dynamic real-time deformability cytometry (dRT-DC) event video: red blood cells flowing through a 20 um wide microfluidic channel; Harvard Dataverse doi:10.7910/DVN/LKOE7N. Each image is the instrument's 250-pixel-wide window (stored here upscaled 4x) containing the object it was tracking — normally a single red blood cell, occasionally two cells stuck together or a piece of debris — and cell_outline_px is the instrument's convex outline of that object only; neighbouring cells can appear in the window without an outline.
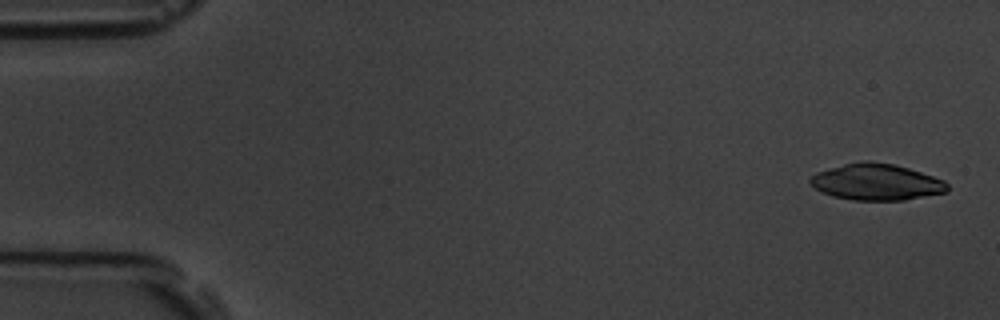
{"species": "common noctule bat (a hibernating species)", "species_latin": "Nyctalus noctula", "temperature_condition": "room temperature", "stored_images_in_passage": 6, "camera_frame_rate_fps": 3000, "um_per_image_px": 0.085, "animal": {"sex": "male", "body_mass_g": 19.5, "forearm_length_mm": 54.6}, "frame": {"image": 1, "passage_image": 1, "time_ms": 0.0, "image_size_px": [1000, 320], "cell_outline_px": [[948, 192], [904, 200], [852, 200], [832, 196], [816, 188], [808, 180], [816, 172], [828, 168], [844, 164], [864, 160], [872, 160], [896, 164], [944, 180], [948, 184]], "centroid_in_image_um": [74.51, 15.46], "position_along_channel_um": 10.5, "area_um2": 29.13}}